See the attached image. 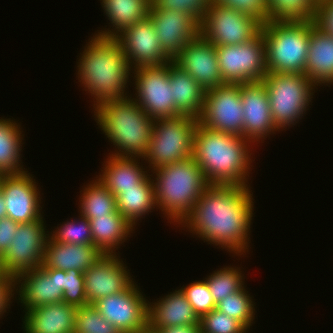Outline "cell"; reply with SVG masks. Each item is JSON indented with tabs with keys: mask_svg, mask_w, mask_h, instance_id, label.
I'll use <instances>...</instances> for the list:
<instances>
[{
	"mask_svg": "<svg viewBox=\"0 0 333 333\" xmlns=\"http://www.w3.org/2000/svg\"><path fill=\"white\" fill-rule=\"evenodd\" d=\"M250 192L249 186L210 184L180 224L204 242L244 255L254 211Z\"/></svg>",
	"mask_w": 333,
	"mask_h": 333,
	"instance_id": "1",
	"label": "cell"
},
{
	"mask_svg": "<svg viewBox=\"0 0 333 333\" xmlns=\"http://www.w3.org/2000/svg\"><path fill=\"white\" fill-rule=\"evenodd\" d=\"M249 143L244 137L197 125L193 158L209 184L248 186L252 163ZM250 153V155H249Z\"/></svg>",
	"mask_w": 333,
	"mask_h": 333,
	"instance_id": "2",
	"label": "cell"
},
{
	"mask_svg": "<svg viewBox=\"0 0 333 333\" xmlns=\"http://www.w3.org/2000/svg\"><path fill=\"white\" fill-rule=\"evenodd\" d=\"M93 36L77 62L78 80L95 99L93 107L130 98L125 88L132 69L120 44L115 38Z\"/></svg>",
	"mask_w": 333,
	"mask_h": 333,
	"instance_id": "3",
	"label": "cell"
},
{
	"mask_svg": "<svg viewBox=\"0 0 333 333\" xmlns=\"http://www.w3.org/2000/svg\"><path fill=\"white\" fill-rule=\"evenodd\" d=\"M131 98L106 101L94 109V116L111 144L118 148L110 155L142 159L148 149L154 120Z\"/></svg>",
	"mask_w": 333,
	"mask_h": 333,
	"instance_id": "4",
	"label": "cell"
},
{
	"mask_svg": "<svg viewBox=\"0 0 333 333\" xmlns=\"http://www.w3.org/2000/svg\"><path fill=\"white\" fill-rule=\"evenodd\" d=\"M154 173L156 207L173 223L182 222L210 185L193 157L156 168Z\"/></svg>",
	"mask_w": 333,
	"mask_h": 333,
	"instance_id": "5",
	"label": "cell"
},
{
	"mask_svg": "<svg viewBox=\"0 0 333 333\" xmlns=\"http://www.w3.org/2000/svg\"><path fill=\"white\" fill-rule=\"evenodd\" d=\"M260 31L266 45L268 72L305 74L310 20H268Z\"/></svg>",
	"mask_w": 333,
	"mask_h": 333,
	"instance_id": "6",
	"label": "cell"
},
{
	"mask_svg": "<svg viewBox=\"0 0 333 333\" xmlns=\"http://www.w3.org/2000/svg\"><path fill=\"white\" fill-rule=\"evenodd\" d=\"M277 129L298 123L306 112L315 84L305 74L268 72L262 80ZM296 122V123H295Z\"/></svg>",
	"mask_w": 333,
	"mask_h": 333,
	"instance_id": "7",
	"label": "cell"
},
{
	"mask_svg": "<svg viewBox=\"0 0 333 333\" xmlns=\"http://www.w3.org/2000/svg\"><path fill=\"white\" fill-rule=\"evenodd\" d=\"M198 119L181 115L154 120L152 135L144 159L151 171L193 157L194 135Z\"/></svg>",
	"mask_w": 333,
	"mask_h": 333,
	"instance_id": "8",
	"label": "cell"
},
{
	"mask_svg": "<svg viewBox=\"0 0 333 333\" xmlns=\"http://www.w3.org/2000/svg\"><path fill=\"white\" fill-rule=\"evenodd\" d=\"M216 54L224 83L260 82L268 73L261 31L246 43L216 46Z\"/></svg>",
	"mask_w": 333,
	"mask_h": 333,
	"instance_id": "9",
	"label": "cell"
},
{
	"mask_svg": "<svg viewBox=\"0 0 333 333\" xmlns=\"http://www.w3.org/2000/svg\"><path fill=\"white\" fill-rule=\"evenodd\" d=\"M261 25L246 13L212 2L200 23V34L215 46L237 45L253 39Z\"/></svg>",
	"mask_w": 333,
	"mask_h": 333,
	"instance_id": "10",
	"label": "cell"
},
{
	"mask_svg": "<svg viewBox=\"0 0 333 333\" xmlns=\"http://www.w3.org/2000/svg\"><path fill=\"white\" fill-rule=\"evenodd\" d=\"M43 217L30 223H20L10 247L0 257L5 275L16 278L25 271L40 267L43 264L46 234Z\"/></svg>",
	"mask_w": 333,
	"mask_h": 333,
	"instance_id": "11",
	"label": "cell"
},
{
	"mask_svg": "<svg viewBox=\"0 0 333 333\" xmlns=\"http://www.w3.org/2000/svg\"><path fill=\"white\" fill-rule=\"evenodd\" d=\"M133 73L137 89V97L133 99L153 120L182 115L172 102L169 63L140 67L134 69Z\"/></svg>",
	"mask_w": 333,
	"mask_h": 333,
	"instance_id": "12",
	"label": "cell"
},
{
	"mask_svg": "<svg viewBox=\"0 0 333 333\" xmlns=\"http://www.w3.org/2000/svg\"><path fill=\"white\" fill-rule=\"evenodd\" d=\"M243 120L240 84L225 83L205 91L201 126L243 137Z\"/></svg>",
	"mask_w": 333,
	"mask_h": 333,
	"instance_id": "13",
	"label": "cell"
},
{
	"mask_svg": "<svg viewBox=\"0 0 333 333\" xmlns=\"http://www.w3.org/2000/svg\"><path fill=\"white\" fill-rule=\"evenodd\" d=\"M134 282L124 291L99 299L94 306L120 333H139L148 327V301Z\"/></svg>",
	"mask_w": 333,
	"mask_h": 333,
	"instance_id": "14",
	"label": "cell"
},
{
	"mask_svg": "<svg viewBox=\"0 0 333 333\" xmlns=\"http://www.w3.org/2000/svg\"><path fill=\"white\" fill-rule=\"evenodd\" d=\"M115 39L134 69L164 65L172 61L162 49L149 17L125 28Z\"/></svg>",
	"mask_w": 333,
	"mask_h": 333,
	"instance_id": "15",
	"label": "cell"
},
{
	"mask_svg": "<svg viewBox=\"0 0 333 333\" xmlns=\"http://www.w3.org/2000/svg\"><path fill=\"white\" fill-rule=\"evenodd\" d=\"M172 62L186 71L205 90L225 84L219 69L216 46L199 34L178 52Z\"/></svg>",
	"mask_w": 333,
	"mask_h": 333,
	"instance_id": "16",
	"label": "cell"
},
{
	"mask_svg": "<svg viewBox=\"0 0 333 333\" xmlns=\"http://www.w3.org/2000/svg\"><path fill=\"white\" fill-rule=\"evenodd\" d=\"M27 172L0 175V190L6 203L7 217L19 224L42 217L40 191L33 180L34 176Z\"/></svg>",
	"mask_w": 333,
	"mask_h": 333,
	"instance_id": "17",
	"label": "cell"
},
{
	"mask_svg": "<svg viewBox=\"0 0 333 333\" xmlns=\"http://www.w3.org/2000/svg\"><path fill=\"white\" fill-rule=\"evenodd\" d=\"M64 277V270L43 266L18 275L15 278V288L17 287L16 293H19V301L21 300L24 309H34L38 306L61 302Z\"/></svg>",
	"mask_w": 333,
	"mask_h": 333,
	"instance_id": "18",
	"label": "cell"
},
{
	"mask_svg": "<svg viewBox=\"0 0 333 333\" xmlns=\"http://www.w3.org/2000/svg\"><path fill=\"white\" fill-rule=\"evenodd\" d=\"M117 254H103L83 272L87 304L126 290L134 281Z\"/></svg>",
	"mask_w": 333,
	"mask_h": 333,
	"instance_id": "19",
	"label": "cell"
},
{
	"mask_svg": "<svg viewBox=\"0 0 333 333\" xmlns=\"http://www.w3.org/2000/svg\"><path fill=\"white\" fill-rule=\"evenodd\" d=\"M148 17L162 49L171 59L200 34V24L189 14L150 6Z\"/></svg>",
	"mask_w": 333,
	"mask_h": 333,
	"instance_id": "20",
	"label": "cell"
},
{
	"mask_svg": "<svg viewBox=\"0 0 333 333\" xmlns=\"http://www.w3.org/2000/svg\"><path fill=\"white\" fill-rule=\"evenodd\" d=\"M243 107V137L252 143L260 142L274 131L267 89L262 81L240 84Z\"/></svg>",
	"mask_w": 333,
	"mask_h": 333,
	"instance_id": "21",
	"label": "cell"
},
{
	"mask_svg": "<svg viewBox=\"0 0 333 333\" xmlns=\"http://www.w3.org/2000/svg\"><path fill=\"white\" fill-rule=\"evenodd\" d=\"M76 307L63 301L25 311V333H75Z\"/></svg>",
	"mask_w": 333,
	"mask_h": 333,
	"instance_id": "22",
	"label": "cell"
},
{
	"mask_svg": "<svg viewBox=\"0 0 333 333\" xmlns=\"http://www.w3.org/2000/svg\"><path fill=\"white\" fill-rule=\"evenodd\" d=\"M148 304V326L152 330L157 331L177 325L200 324V318L181 289L171 292L157 302Z\"/></svg>",
	"mask_w": 333,
	"mask_h": 333,
	"instance_id": "23",
	"label": "cell"
},
{
	"mask_svg": "<svg viewBox=\"0 0 333 333\" xmlns=\"http://www.w3.org/2000/svg\"><path fill=\"white\" fill-rule=\"evenodd\" d=\"M102 255L103 253L95 245L59 243L48 237L41 266L84 272Z\"/></svg>",
	"mask_w": 333,
	"mask_h": 333,
	"instance_id": "24",
	"label": "cell"
},
{
	"mask_svg": "<svg viewBox=\"0 0 333 333\" xmlns=\"http://www.w3.org/2000/svg\"><path fill=\"white\" fill-rule=\"evenodd\" d=\"M305 75L315 85L333 84V36L310 20V37Z\"/></svg>",
	"mask_w": 333,
	"mask_h": 333,
	"instance_id": "25",
	"label": "cell"
},
{
	"mask_svg": "<svg viewBox=\"0 0 333 333\" xmlns=\"http://www.w3.org/2000/svg\"><path fill=\"white\" fill-rule=\"evenodd\" d=\"M138 157H120L110 155L107 159L105 167L100 174L98 180L107 187L114 196L122 189L138 188L149 176L147 171L139 165L136 160Z\"/></svg>",
	"mask_w": 333,
	"mask_h": 333,
	"instance_id": "26",
	"label": "cell"
},
{
	"mask_svg": "<svg viewBox=\"0 0 333 333\" xmlns=\"http://www.w3.org/2000/svg\"><path fill=\"white\" fill-rule=\"evenodd\" d=\"M172 102L182 114L199 118L203 110L205 90L186 71L169 62Z\"/></svg>",
	"mask_w": 333,
	"mask_h": 333,
	"instance_id": "27",
	"label": "cell"
},
{
	"mask_svg": "<svg viewBox=\"0 0 333 333\" xmlns=\"http://www.w3.org/2000/svg\"><path fill=\"white\" fill-rule=\"evenodd\" d=\"M105 15L113 25L112 30L96 33V36L115 38L125 28L148 17L151 0H100ZM115 27V28H114Z\"/></svg>",
	"mask_w": 333,
	"mask_h": 333,
	"instance_id": "28",
	"label": "cell"
},
{
	"mask_svg": "<svg viewBox=\"0 0 333 333\" xmlns=\"http://www.w3.org/2000/svg\"><path fill=\"white\" fill-rule=\"evenodd\" d=\"M88 220L93 243L103 254H116L115 250L134 228L117 210L110 215Z\"/></svg>",
	"mask_w": 333,
	"mask_h": 333,
	"instance_id": "29",
	"label": "cell"
},
{
	"mask_svg": "<svg viewBox=\"0 0 333 333\" xmlns=\"http://www.w3.org/2000/svg\"><path fill=\"white\" fill-rule=\"evenodd\" d=\"M153 182L149 176L138 188L122 189L115 196L117 211L132 226L136 225L142 215L156 207Z\"/></svg>",
	"mask_w": 333,
	"mask_h": 333,
	"instance_id": "30",
	"label": "cell"
},
{
	"mask_svg": "<svg viewBox=\"0 0 333 333\" xmlns=\"http://www.w3.org/2000/svg\"><path fill=\"white\" fill-rule=\"evenodd\" d=\"M20 127L11 119H0V175L25 172L23 165L19 164L24 136L21 135Z\"/></svg>",
	"mask_w": 333,
	"mask_h": 333,
	"instance_id": "31",
	"label": "cell"
},
{
	"mask_svg": "<svg viewBox=\"0 0 333 333\" xmlns=\"http://www.w3.org/2000/svg\"><path fill=\"white\" fill-rule=\"evenodd\" d=\"M80 214L87 219L110 215L117 210L116 197L98 179L83 189Z\"/></svg>",
	"mask_w": 333,
	"mask_h": 333,
	"instance_id": "32",
	"label": "cell"
},
{
	"mask_svg": "<svg viewBox=\"0 0 333 333\" xmlns=\"http://www.w3.org/2000/svg\"><path fill=\"white\" fill-rule=\"evenodd\" d=\"M318 0H267L268 20H314Z\"/></svg>",
	"mask_w": 333,
	"mask_h": 333,
	"instance_id": "33",
	"label": "cell"
},
{
	"mask_svg": "<svg viewBox=\"0 0 333 333\" xmlns=\"http://www.w3.org/2000/svg\"><path fill=\"white\" fill-rule=\"evenodd\" d=\"M205 279L216 304L244 287L242 271L237 267L215 270Z\"/></svg>",
	"mask_w": 333,
	"mask_h": 333,
	"instance_id": "34",
	"label": "cell"
},
{
	"mask_svg": "<svg viewBox=\"0 0 333 333\" xmlns=\"http://www.w3.org/2000/svg\"><path fill=\"white\" fill-rule=\"evenodd\" d=\"M246 291L244 286L241 290L228 295L217 304L216 309L238 320L249 331L255 319V303Z\"/></svg>",
	"mask_w": 333,
	"mask_h": 333,
	"instance_id": "35",
	"label": "cell"
},
{
	"mask_svg": "<svg viewBox=\"0 0 333 333\" xmlns=\"http://www.w3.org/2000/svg\"><path fill=\"white\" fill-rule=\"evenodd\" d=\"M75 333H120L108 322L94 304L76 308Z\"/></svg>",
	"mask_w": 333,
	"mask_h": 333,
	"instance_id": "36",
	"label": "cell"
},
{
	"mask_svg": "<svg viewBox=\"0 0 333 333\" xmlns=\"http://www.w3.org/2000/svg\"><path fill=\"white\" fill-rule=\"evenodd\" d=\"M79 220L81 221L64 222L49 237L59 243L94 245L89 220L82 215Z\"/></svg>",
	"mask_w": 333,
	"mask_h": 333,
	"instance_id": "37",
	"label": "cell"
},
{
	"mask_svg": "<svg viewBox=\"0 0 333 333\" xmlns=\"http://www.w3.org/2000/svg\"><path fill=\"white\" fill-rule=\"evenodd\" d=\"M181 291L199 318L208 314L217 306L206 280L190 283L188 286L182 287Z\"/></svg>",
	"mask_w": 333,
	"mask_h": 333,
	"instance_id": "38",
	"label": "cell"
},
{
	"mask_svg": "<svg viewBox=\"0 0 333 333\" xmlns=\"http://www.w3.org/2000/svg\"><path fill=\"white\" fill-rule=\"evenodd\" d=\"M200 331L201 333H248L238 320L216 308L200 318Z\"/></svg>",
	"mask_w": 333,
	"mask_h": 333,
	"instance_id": "39",
	"label": "cell"
},
{
	"mask_svg": "<svg viewBox=\"0 0 333 333\" xmlns=\"http://www.w3.org/2000/svg\"><path fill=\"white\" fill-rule=\"evenodd\" d=\"M212 0H151L152 7H160L166 10H175L183 14H189L199 24L204 14L211 6Z\"/></svg>",
	"mask_w": 333,
	"mask_h": 333,
	"instance_id": "40",
	"label": "cell"
},
{
	"mask_svg": "<svg viewBox=\"0 0 333 333\" xmlns=\"http://www.w3.org/2000/svg\"><path fill=\"white\" fill-rule=\"evenodd\" d=\"M62 301L76 308L88 305L83 272L76 269L65 271Z\"/></svg>",
	"mask_w": 333,
	"mask_h": 333,
	"instance_id": "41",
	"label": "cell"
},
{
	"mask_svg": "<svg viewBox=\"0 0 333 333\" xmlns=\"http://www.w3.org/2000/svg\"><path fill=\"white\" fill-rule=\"evenodd\" d=\"M212 2L246 13L261 24L268 21L267 0H212Z\"/></svg>",
	"mask_w": 333,
	"mask_h": 333,
	"instance_id": "42",
	"label": "cell"
},
{
	"mask_svg": "<svg viewBox=\"0 0 333 333\" xmlns=\"http://www.w3.org/2000/svg\"><path fill=\"white\" fill-rule=\"evenodd\" d=\"M313 21L319 29L333 36V0H318Z\"/></svg>",
	"mask_w": 333,
	"mask_h": 333,
	"instance_id": "43",
	"label": "cell"
},
{
	"mask_svg": "<svg viewBox=\"0 0 333 333\" xmlns=\"http://www.w3.org/2000/svg\"><path fill=\"white\" fill-rule=\"evenodd\" d=\"M18 224L7 216L0 219V257L10 247Z\"/></svg>",
	"mask_w": 333,
	"mask_h": 333,
	"instance_id": "44",
	"label": "cell"
},
{
	"mask_svg": "<svg viewBox=\"0 0 333 333\" xmlns=\"http://www.w3.org/2000/svg\"><path fill=\"white\" fill-rule=\"evenodd\" d=\"M15 289V278L4 275L0 279V318L6 312V308H9Z\"/></svg>",
	"mask_w": 333,
	"mask_h": 333,
	"instance_id": "45",
	"label": "cell"
},
{
	"mask_svg": "<svg viewBox=\"0 0 333 333\" xmlns=\"http://www.w3.org/2000/svg\"><path fill=\"white\" fill-rule=\"evenodd\" d=\"M159 333H201L200 324L197 325H177L157 330Z\"/></svg>",
	"mask_w": 333,
	"mask_h": 333,
	"instance_id": "46",
	"label": "cell"
},
{
	"mask_svg": "<svg viewBox=\"0 0 333 333\" xmlns=\"http://www.w3.org/2000/svg\"><path fill=\"white\" fill-rule=\"evenodd\" d=\"M7 216L6 203L2 191L0 190V219Z\"/></svg>",
	"mask_w": 333,
	"mask_h": 333,
	"instance_id": "47",
	"label": "cell"
},
{
	"mask_svg": "<svg viewBox=\"0 0 333 333\" xmlns=\"http://www.w3.org/2000/svg\"><path fill=\"white\" fill-rule=\"evenodd\" d=\"M139 333H159L158 331L152 330L149 326L145 329H143L142 331H140Z\"/></svg>",
	"mask_w": 333,
	"mask_h": 333,
	"instance_id": "48",
	"label": "cell"
},
{
	"mask_svg": "<svg viewBox=\"0 0 333 333\" xmlns=\"http://www.w3.org/2000/svg\"><path fill=\"white\" fill-rule=\"evenodd\" d=\"M4 271L2 269V266H1V260H0V279L4 276Z\"/></svg>",
	"mask_w": 333,
	"mask_h": 333,
	"instance_id": "49",
	"label": "cell"
}]
</instances>
